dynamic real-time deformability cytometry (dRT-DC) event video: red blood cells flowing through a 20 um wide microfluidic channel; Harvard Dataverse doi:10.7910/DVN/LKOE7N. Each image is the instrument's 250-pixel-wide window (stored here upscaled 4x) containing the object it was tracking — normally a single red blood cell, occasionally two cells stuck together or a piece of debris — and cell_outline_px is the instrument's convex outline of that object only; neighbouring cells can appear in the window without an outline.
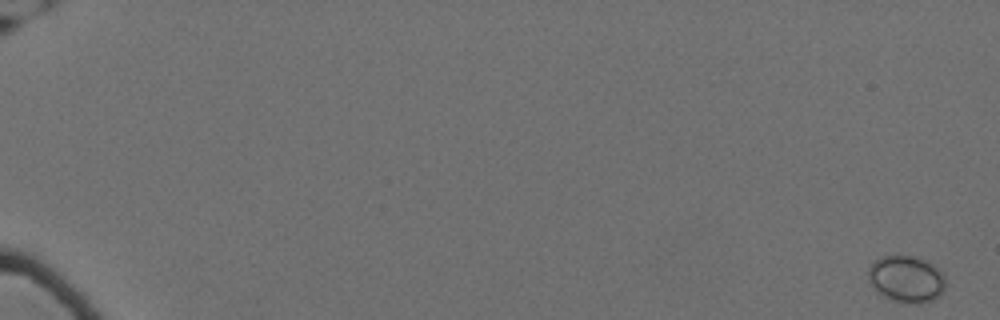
{"species": "Egyptian fruit bat (a non-hibernating species)", "species_latin": "Rousettus aegyptiacus", "temperature_condition": "cold", "stored_images_in_passage": 21, "camera_frame_rate_fps": 3000, "um_per_image_px": 0.085, "animal": {"sex": "female"}, "frame": {"image": 1, "passage_image": 1, "time_ms": 0.0, "image_size_px": [1000, 320], "cell_outline_px": [[944, 292], [940, 296], [932, 300], [920, 304], [900, 304], [884, 296], [872, 288], [868, 280], [868, 268], [880, 256], [916, 256], [928, 260], [944, 276]], "centroid_in_image_um": [77.03, 23.74], "position_along_channel_um": 8.0, "area_um2": 21.39}}
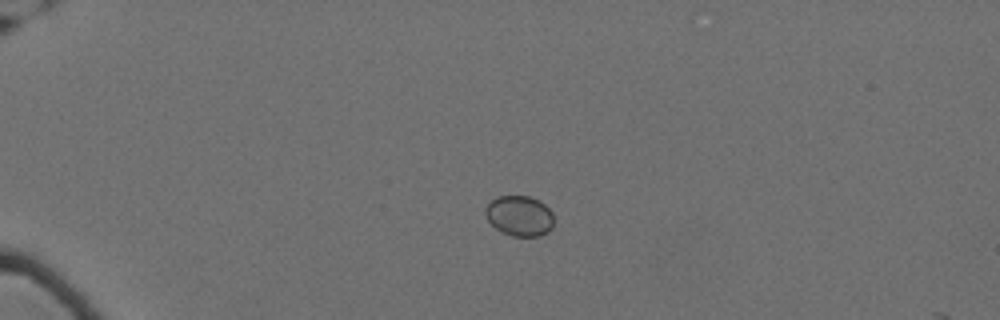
{"frame": {"image": 2, "passage_image": 17, "time_ms": 5.333, "image_size_px": [1000, 320], "cell_outline_px": [[552, 228], [548, 232], [540, 236], [512, 236], [500, 232], [488, 220], [484, 212], [484, 208], [496, 196], [528, 196], [544, 204], [552, 212]], "centroid_in_image_um": [44.13, 18.36], "position_along_channel_um": 40.9, "area_um2": 16.07}}